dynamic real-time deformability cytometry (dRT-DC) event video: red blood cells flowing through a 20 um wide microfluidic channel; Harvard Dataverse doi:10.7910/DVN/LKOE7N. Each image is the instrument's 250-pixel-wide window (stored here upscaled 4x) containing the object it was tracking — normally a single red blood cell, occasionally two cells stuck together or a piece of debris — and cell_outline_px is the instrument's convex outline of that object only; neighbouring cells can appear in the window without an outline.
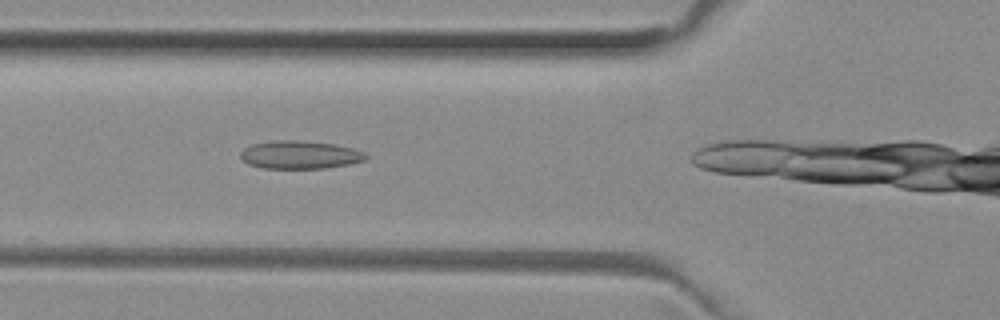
{"species": "common noctule bat (a hibernating species)", "species_latin": "Nyctalus noctula", "temperature_condition": "room temperature", "stored_images_in_passage": 7, "camera_frame_rate_fps": 3000, "um_per_image_px": 0.085, "animal": {"sex": "female", "body_mass_g": 29.2, "forearm_length_mm": 56.3}, "frame": {"image": 1, "passage_image": 4, "time_ms": 1.0, "image_size_px": [1000, 320], "cell_outline_px": [[368, 156], [364, 160], [348, 164], [324, 168], [264, 168], [248, 164], [240, 156], [240, 152], [244, 148], [252, 144], [272, 140], [296, 140], [336, 144], [356, 148], [364, 152]], "centroid_in_image_um": [25.5, 13.14], "position_along_channel_um": 100.3, "area_um2": 20.52}}